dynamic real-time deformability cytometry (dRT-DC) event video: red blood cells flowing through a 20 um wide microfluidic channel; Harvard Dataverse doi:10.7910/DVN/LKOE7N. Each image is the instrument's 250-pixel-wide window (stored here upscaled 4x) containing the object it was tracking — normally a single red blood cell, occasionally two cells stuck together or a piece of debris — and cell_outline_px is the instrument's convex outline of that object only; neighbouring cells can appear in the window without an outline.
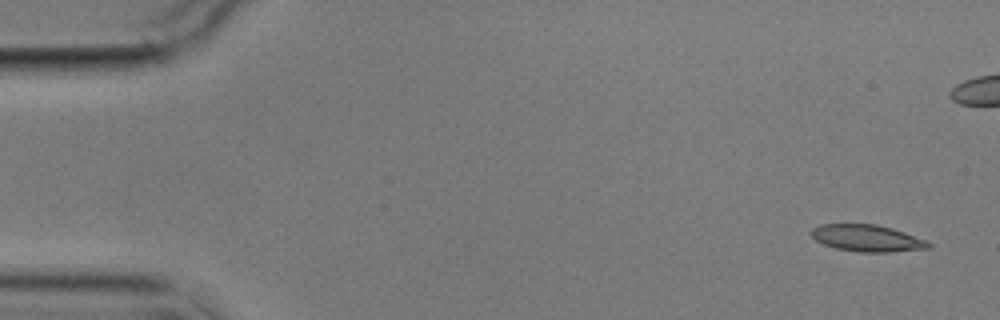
{"species": "common noctule bat (a hibernating species)", "species_latin": "Nyctalus noctula", "temperature_condition": "cold", "stored_images_in_passage": 6, "segment_of_instrument_passage": [1, 2], "camera_frame_rate_fps": 3000, "um_per_image_px": 0.085, "animal": {"sex": "male", "body_mass_g": 17.9}, "frame": {"image": 1, "passage_image": 1, "time_ms": 0.0, "image_size_px": [1000, 320], "cell_outline_px": [[932, 248], [888, 252], [860, 252], [836, 248], [824, 244], [816, 240], [808, 232], [812, 228], [820, 224], [876, 224], [892, 228], [928, 240], [932, 244]], "centroid_in_image_um": [73.73, 20.24], "position_along_channel_um": 11.3, "area_um2": 18.44}}
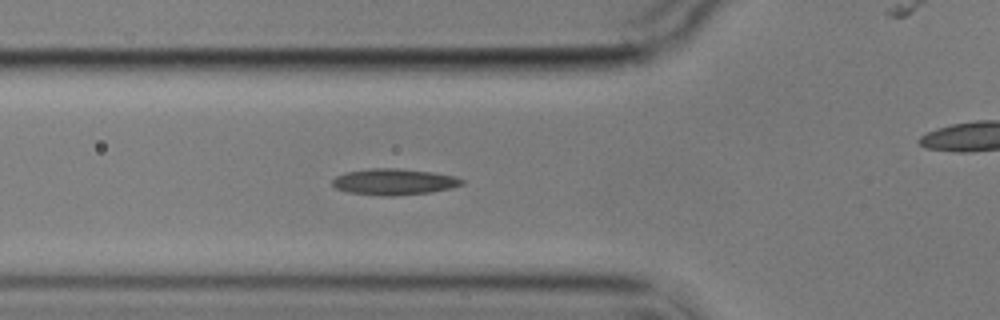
{"frame": {"image": 2, "passage_image": 5, "time_ms": 5.667, "image_size_px": [1000, 320], "cell_outline_px": [[464, 184], [452, 188], [432, 192], [392, 196], [384, 196], [348, 192], [336, 188], [332, 184], [332, 180], [336, 176], [348, 172], [368, 168], [396, 168], [432, 172], [456, 176], [464, 180]], "centroid_in_image_um": [33.52, 15.45], "position_along_channel_um": 92.3, "area_um2": 19.83}}